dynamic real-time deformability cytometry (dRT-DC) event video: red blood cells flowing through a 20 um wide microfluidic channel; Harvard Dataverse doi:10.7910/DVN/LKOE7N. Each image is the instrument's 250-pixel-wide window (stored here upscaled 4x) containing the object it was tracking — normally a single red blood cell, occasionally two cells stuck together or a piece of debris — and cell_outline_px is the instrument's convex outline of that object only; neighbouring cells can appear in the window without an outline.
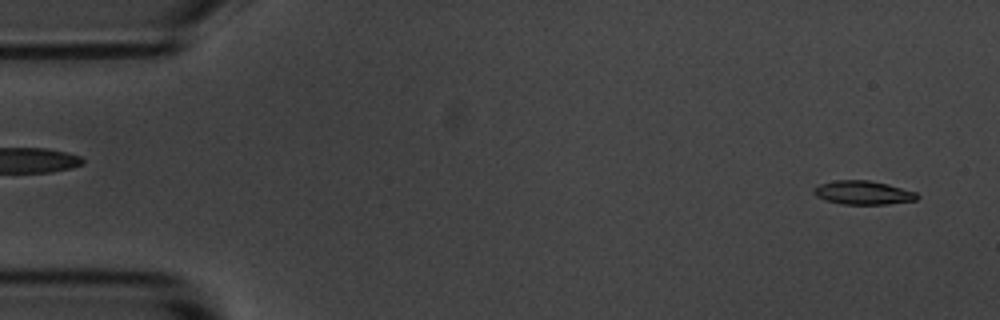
{"species": "common noctule bat (a hibernating species)", "species_latin": "Nyctalus noctula", "temperature_condition": "room temperature", "stored_images_in_passage": 6, "camera_frame_rate_fps": 3000, "um_per_image_px": 0.085, "animal": {"sex": "male", "body_mass_g": 20.1, "forearm_length_mm": 53.5}, "frame": {"image": 1, "passage_image": 1, "time_ms": 0.0, "image_size_px": [1000, 320], "cell_outline_px": [[920, 196], [916, 200], [888, 204], [840, 204], [824, 200], [816, 196], [812, 192], [820, 184], [836, 180], [868, 180], [888, 184], [916, 192]], "centroid_in_image_um": [73.37, 16.38], "position_along_channel_um": 11.6, "area_um2": 14.28}}
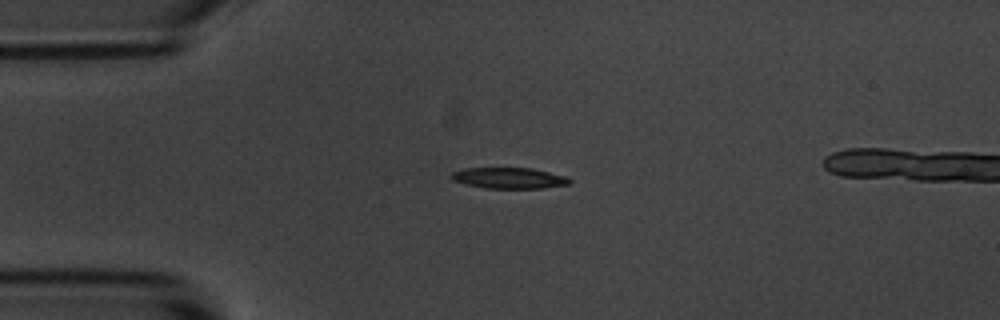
{"frame": {"image": 2, "passage_image": 4, "time_ms": 3.333, "image_size_px": [1000, 320], "cell_outline_px": [[572, 180], [568, 184], [540, 188], [484, 188], [464, 184], [452, 180], [448, 176], [452, 172], [464, 168], [532, 168], [568, 176]], "centroid_in_image_um": [43.24, 15.13], "position_along_channel_um": 41.8, "area_um2": 14.57}}